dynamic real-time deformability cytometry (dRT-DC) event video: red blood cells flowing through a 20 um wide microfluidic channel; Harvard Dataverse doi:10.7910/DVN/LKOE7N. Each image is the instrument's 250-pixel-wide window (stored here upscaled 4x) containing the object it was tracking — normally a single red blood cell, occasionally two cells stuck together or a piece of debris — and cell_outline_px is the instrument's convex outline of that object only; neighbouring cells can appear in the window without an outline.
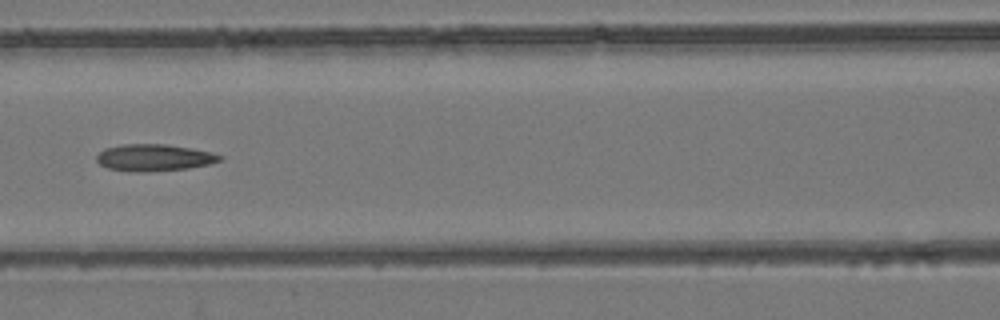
{"species": "common noctule bat (a hibernating species)", "species_latin": "Nyctalus noctula", "temperature_condition": "room temperature", "stored_images_in_passage": 11, "camera_frame_rate_fps": 3000, "um_per_image_px": 0.085, "animal": {"sex": "female", "body_mass_g": 24.6, "forearm_length_mm": 56.2}, "frame": {"image": 1, "passage_image": 7, "time_ms": 2.0, "image_size_px": [1000, 320], "cell_outline_px": [[224, 156], [220, 160], [208, 164], [188, 168], [108, 168], [100, 164], [96, 160], [96, 156], [104, 148], [124, 144], [168, 144], [192, 148], [212, 152]], "centroid_in_image_um": [13.15, 13.31], "position_along_channel_um": 153.4, "area_um2": 17.98}}
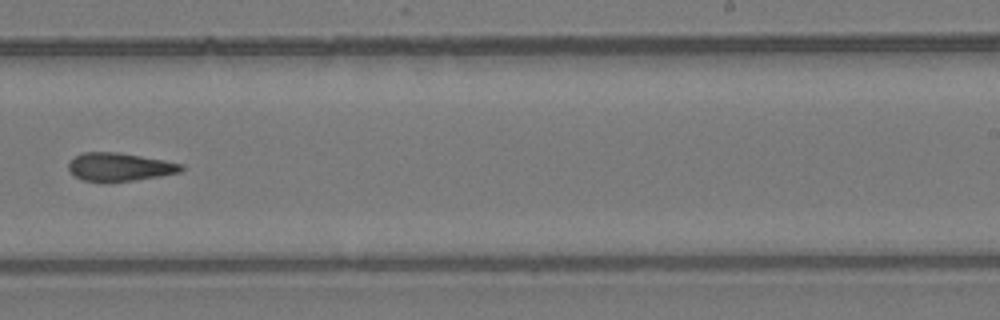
{"frame": {"image": 2, "passage_image": 10, "time_ms": 3.0, "image_size_px": [1000, 320], "cell_outline_px": [[184, 168], [180, 172], [160, 176], [132, 180], [84, 180], [76, 176], [68, 168], [68, 160], [84, 152], [116, 152], [164, 160], [184, 164]], "centroid_in_image_um": [10.19, 14.16], "position_along_channel_um": 278.8, "area_um2": 18.03}}
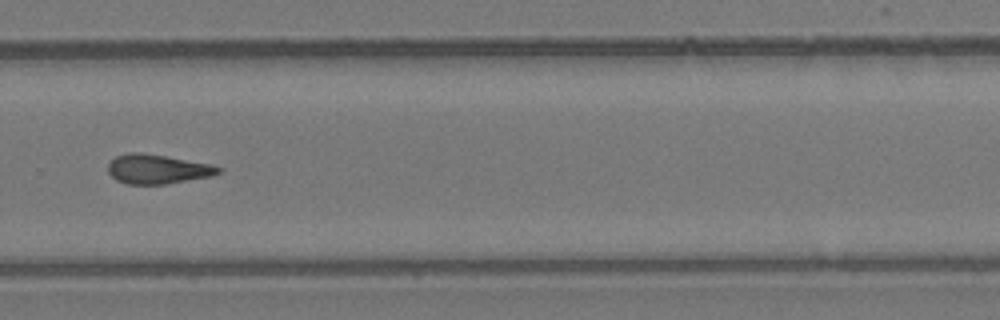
{"frame": {"image": 3, "passage_image": 11, "time_ms": 3.333, "image_size_px": [1000, 320], "cell_outline_px": [[224, 168], [220, 172], [212, 176], [164, 184], [128, 184], [116, 180], [108, 172], [108, 164], [116, 156], [128, 152], [140, 152], [212, 164]], "centroid_in_image_um": [13.39, 14.37], "position_along_channel_um": 316.4, "area_um2": 18.84}}